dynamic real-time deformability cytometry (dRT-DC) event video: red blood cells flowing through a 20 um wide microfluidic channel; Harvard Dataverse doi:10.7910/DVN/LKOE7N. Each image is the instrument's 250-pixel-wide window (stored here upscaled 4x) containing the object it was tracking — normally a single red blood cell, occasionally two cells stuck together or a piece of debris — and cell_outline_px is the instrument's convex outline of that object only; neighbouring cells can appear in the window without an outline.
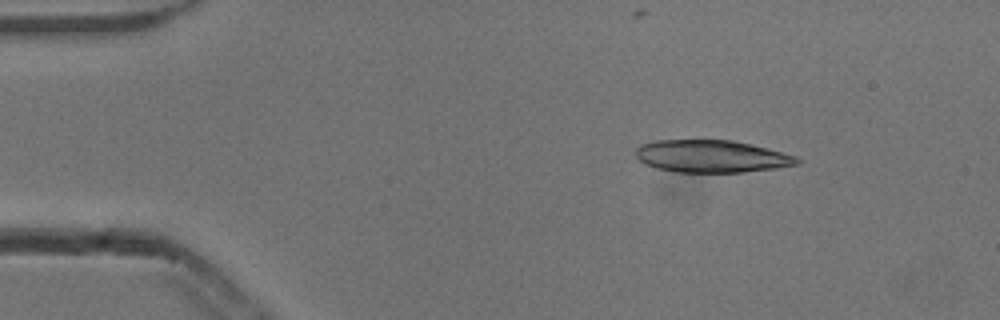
{"species": "common noctule bat (a hibernating species)", "species_latin": "Nyctalus noctula", "temperature_condition": "cold", "stored_images_in_passage": 46, "camera_frame_rate_fps": 3000, "um_per_image_px": 0.085, "animal": {"sex": "male", "body_mass_g": 13.3}, "frame": {"image": 1, "passage_image": 1, "time_ms": 0.0, "image_size_px": [1000, 320], "cell_outline_px": [[800, 164], [776, 168], [744, 172], [672, 172], [656, 168], [644, 164], [636, 156], [636, 148], [640, 144], [656, 140], [732, 140], [752, 144], [796, 156], [800, 160]], "centroid_in_image_um": [60.46, 13.29], "position_along_channel_um": 24.5, "area_um2": 30.58}}